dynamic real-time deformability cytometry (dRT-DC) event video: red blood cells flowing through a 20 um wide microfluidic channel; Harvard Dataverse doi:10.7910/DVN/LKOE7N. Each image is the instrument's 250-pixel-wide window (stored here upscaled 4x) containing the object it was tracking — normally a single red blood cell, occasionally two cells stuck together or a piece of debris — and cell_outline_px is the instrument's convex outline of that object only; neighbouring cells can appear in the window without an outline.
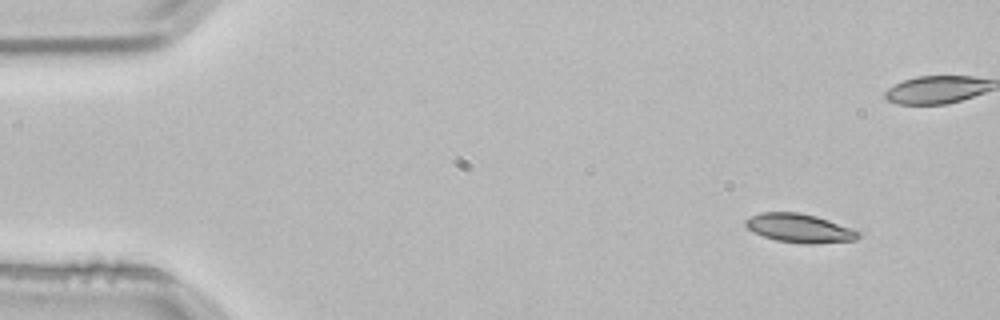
{"species": "common noctule bat (a hibernating species)", "species_latin": "Nyctalus noctula", "temperature_condition": "room temperature", "stored_images_in_passage": 4, "camera_frame_rate_fps": 3000, "um_per_image_px": 0.085, "animal": {"sex": "male", "body_mass_g": 21.5, "forearm_length_mm": 52.0}, "frame": {"image": 1, "passage_image": 1, "time_ms": 0.0, "image_size_px": [1000, 320], "cell_outline_px": [[860, 236], [856, 240], [812, 244], [804, 244], [776, 240], [764, 236], [748, 228], [744, 224], [744, 220], [760, 212], [800, 212], [816, 216], [828, 220], [860, 232]], "centroid_in_image_um": [67.95, 19.39], "position_along_channel_um": 17.1, "area_um2": 18.73}}